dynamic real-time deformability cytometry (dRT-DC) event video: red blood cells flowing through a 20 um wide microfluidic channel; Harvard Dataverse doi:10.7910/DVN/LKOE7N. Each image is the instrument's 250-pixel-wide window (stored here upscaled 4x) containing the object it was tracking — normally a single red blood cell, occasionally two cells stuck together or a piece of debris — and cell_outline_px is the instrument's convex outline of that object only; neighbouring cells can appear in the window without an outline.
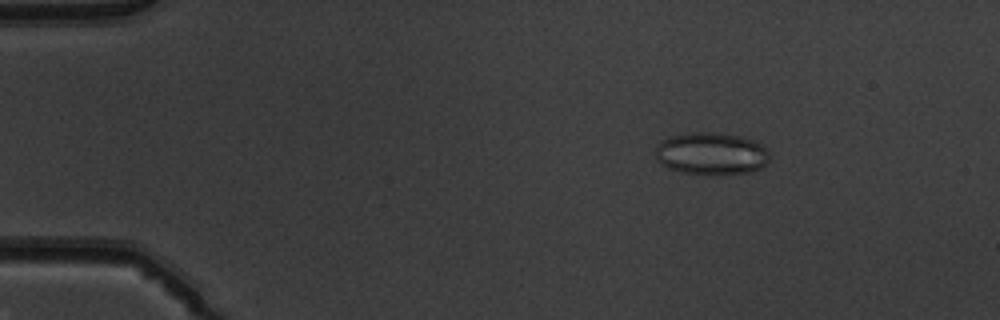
{"species": "common noctule bat (a hibernating species)", "species_latin": "Nyctalus noctula", "temperature_condition": "warm", "stored_images_in_passage": 53, "camera_frame_rate_fps": 3000, "um_per_image_px": 0.085, "animal": {"sex": "male", "body_mass_g": 19.5, "forearm_length_mm": 54.6}, "frame": {"image": 1, "passage_image": 9, "time_ms": 2.667, "image_size_px": [1000, 320], "cell_outline_px": [[768, 160], [764, 168], [752, 172], [716, 176], [708, 176], [680, 172], [668, 168], [656, 160], [656, 148], [664, 140], [672, 136], [688, 132], [712, 132], [740, 136], [756, 140], [768, 148]], "centroid_in_image_um": [60.52, 13.09], "position_along_channel_um": 24.5, "area_um2": 28.84}}
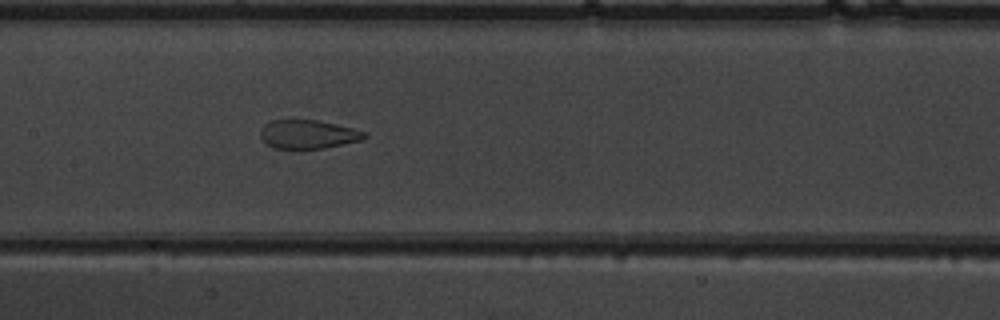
{"frame": {"image": 2, "passage_image": 27, "time_ms": 8.667, "image_size_px": [1000, 320], "cell_outline_px": [[368, 136], [360, 140], [324, 148], [296, 152], [292, 152], [272, 148], [260, 136], [260, 128], [264, 124], [272, 120], [292, 116], [316, 120], [336, 124], [368, 132]], "centroid_in_image_um": [26.1, 11.41], "position_along_channel_um": 181.3, "area_um2": 18.73}}
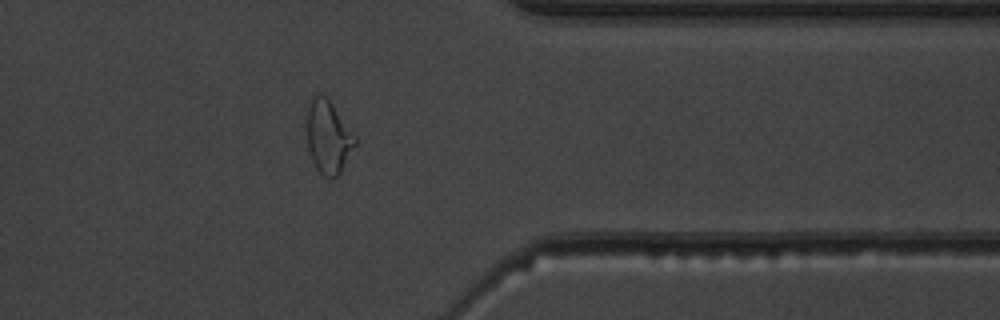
{"frame": {"image": 3, "passage_image": 43, "time_ms": 14.0, "image_size_px": [1000, 320], "cell_outline_px": [[356, 144], [340, 172], [336, 176], [324, 176], [316, 168], [312, 160], [308, 148], [308, 104], [316, 96], [324, 96], [332, 104], [356, 136]], "centroid_in_image_um": [27.92, 11.67], "position_along_channel_um": 383.5, "area_um2": 19.77}, "authors_computed_cell_mechanics": {"area_um2": 23.2356, "velocity_mm_per_s": 3.9692, "shape_relaxation_time_tau1_ms": null, "shape_relaxation_time_tau2_ms": 1.1428, "deformation_change_tau1": null, "deformation_change_tau2": 0.0749}}